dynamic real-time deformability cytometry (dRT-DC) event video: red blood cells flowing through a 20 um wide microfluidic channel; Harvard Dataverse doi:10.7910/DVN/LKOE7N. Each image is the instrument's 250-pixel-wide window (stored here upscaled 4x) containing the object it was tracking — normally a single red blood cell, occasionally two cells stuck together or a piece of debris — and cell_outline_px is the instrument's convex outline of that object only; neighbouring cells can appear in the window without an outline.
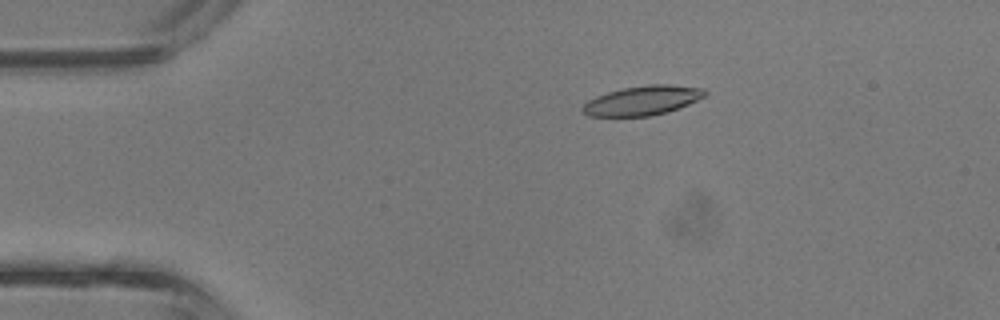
{"species": "common noctule bat (a hibernating species)", "species_latin": "Nyctalus noctula", "temperature_condition": "room temperature", "stored_images_in_passage": 4, "camera_frame_rate_fps": 3000, "um_per_image_px": 0.085, "animal": {"sex": "male", "body_mass_g": 13.3}, "frame": {"image": 1, "passage_image": 3, "time_ms": 0.667, "image_size_px": [1000, 320], "cell_outline_px": [[708, 92], [704, 96], [688, 104], [668, 112], [652, 116], [588, 116], [580, 108], [588, 100], [596, 96], [608, 92], [624, 88], [648, 84], [668, 84], [704, 88]], "centroid_in_image_um": [54.61, 8.54], "position_along_channel_um": 30.4, "area_um2": 20.92}}